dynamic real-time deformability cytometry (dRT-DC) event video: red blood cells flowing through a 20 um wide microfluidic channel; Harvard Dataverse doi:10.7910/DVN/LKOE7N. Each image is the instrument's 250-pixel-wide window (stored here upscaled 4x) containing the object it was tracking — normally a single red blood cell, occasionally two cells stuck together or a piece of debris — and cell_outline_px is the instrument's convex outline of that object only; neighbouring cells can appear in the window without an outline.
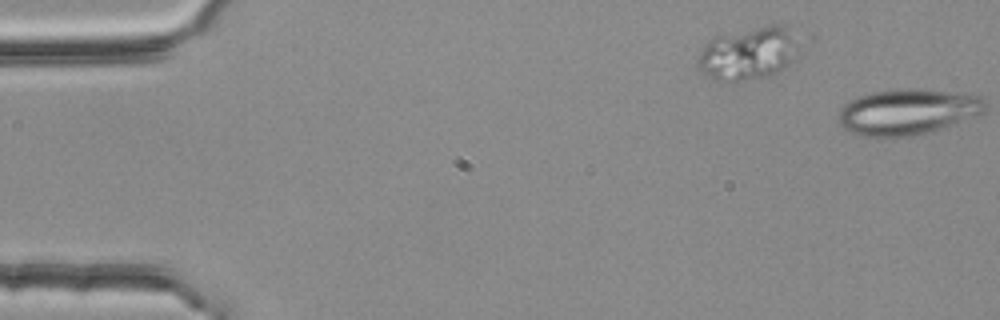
{"species": "common noctule bat (a hibernating species)", "species_latin": "Nyctalus noctula", "temperature_condition": "room temperature", "stored_images_in_passage": 2, "segment_of_instrument_passage": [1, 2], "camera_frame_rate_fps": 3000, "um_per_image_px": 0.085, "animal": {"sex": "female", "body_mass_g": 25.1}, "frame": {"image": 1, "passage_image": 1, "time_ms": 0.0, "image_size_px": [1000, 320], "cell_outline_px": [[792, 60], [780, 72], [768, 76], [748, 80], [708, 80], [704, 76], [696, 64], [696, 56], [704, 44], [716, 36], [772, 24], [784, 24], [788, 36]], "centroid_in_image_um": [63.39, 4.6], "position_along_channel_um": 21.6, "area_um2": 30.0}}